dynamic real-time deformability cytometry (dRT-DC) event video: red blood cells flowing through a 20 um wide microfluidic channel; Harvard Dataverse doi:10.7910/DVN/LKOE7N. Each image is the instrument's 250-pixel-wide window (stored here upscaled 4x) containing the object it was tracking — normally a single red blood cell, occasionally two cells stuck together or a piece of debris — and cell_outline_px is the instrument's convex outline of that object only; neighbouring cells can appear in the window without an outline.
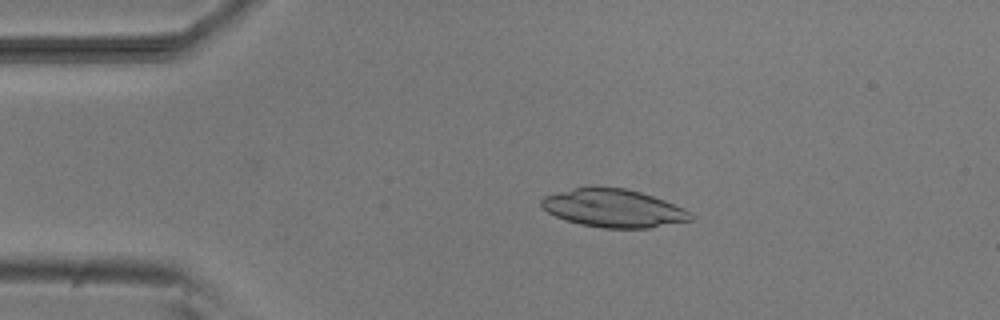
{"species": "common noctule bat (a hibernating species)", "species_latin": "Nyctalus noctula", "temperature_condition": "room temperature", "stored_images_in_passage": 3, "camera_frame_rate_fps": 3000, "um_per_image_px": 0.085, "animal": {"sex": "male", "body_mass_g": 20.5, "forearm_length_mm": 52.5}, "frame": {"image": 1, "passage_image": 2, "time_ms": 1.0, "image_size_px": [1000, 320], "cell_outline_px": [[692, 220], [648, 228], [604, 228], [580, 224], [564, 220], [548, 212], [540, 204], [540, 200], [544, 196], [572, 188], [588, 184], [592, 184], [624, 188], [640, 192], [664, 200], [684, 208], [692, 212]], "centroid_in_image_um": [52.11, 17.67], "position_along_channel_um": 32.9, "area_um2": 33.58}}